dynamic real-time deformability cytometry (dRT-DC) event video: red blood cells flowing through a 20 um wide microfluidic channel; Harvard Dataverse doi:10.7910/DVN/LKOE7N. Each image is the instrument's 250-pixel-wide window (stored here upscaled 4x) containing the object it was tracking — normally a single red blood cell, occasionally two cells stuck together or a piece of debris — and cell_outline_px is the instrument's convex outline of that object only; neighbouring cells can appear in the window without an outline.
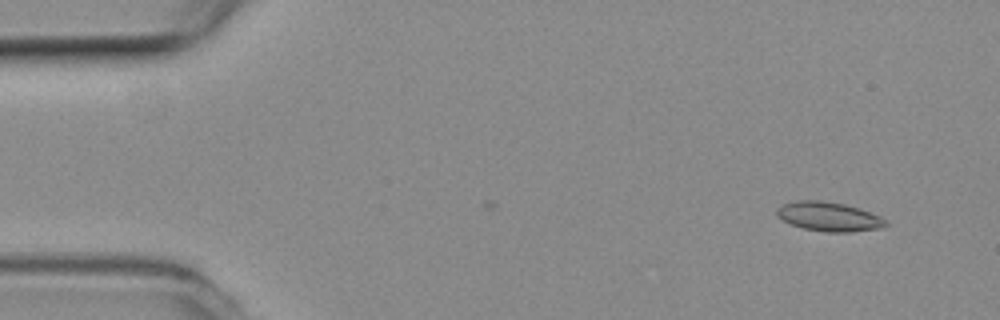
{"species": "common noctule bat (a hibernating species)", "species_latin": "Nyctalus noctula", "temperature_condition": "room temperature", "stored_images_in_passage": 39, "camera_frame_rate_fps": 3000, "um_per_image_px": 0.085, "animal": {"sex": "female", "body_mass_g": 19.3, "forearm_length_mm": 54.1}, "frame": {"image": 1, "passage_image": 1, "time_ms": 0.0, "image_size_px": [1000, 320], "cell_outline_px": [[888, 224], [884, 228], [852, 232], [824, 232], [804, 228], [792, 224], [776, 216], [776, 208], [784, 204], [796, 200], [820, 200], [844, 204], [860, 208], [880, 216], [888, 220]], "centroid_in_image_um": [70.5, 18.41], "position_along_channel_um": 14.5, "area_um2": 18.73}}
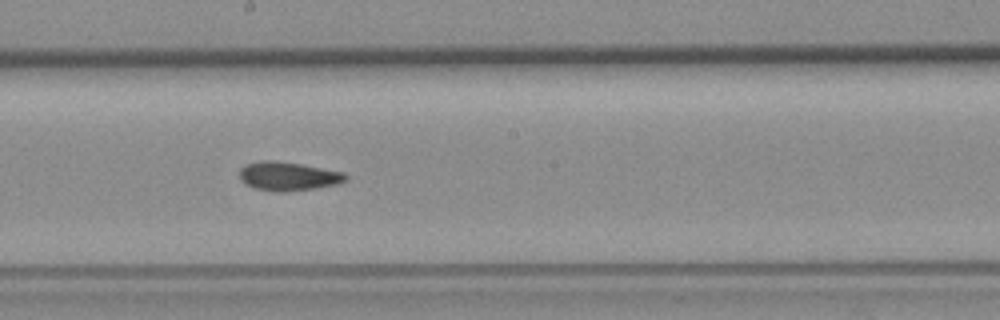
{"frame": {"image": 2, "passage_image": 26, "time_ms": 8.333, "image_size_px": [1000, 320], "cell_outline_px": [[348, 180], [340, 184], [316, 188], [288, 192], [276, 192], [256, 188], [240, 180], [240, 168], [244, 164], [260, 160], [272, 160], [300, 164], [344, 172], [348, 176]], "centroid_in_image_um": [24.52, 14.98], "position_along_channel_um": 223.7, "area_um2": 17.98}}
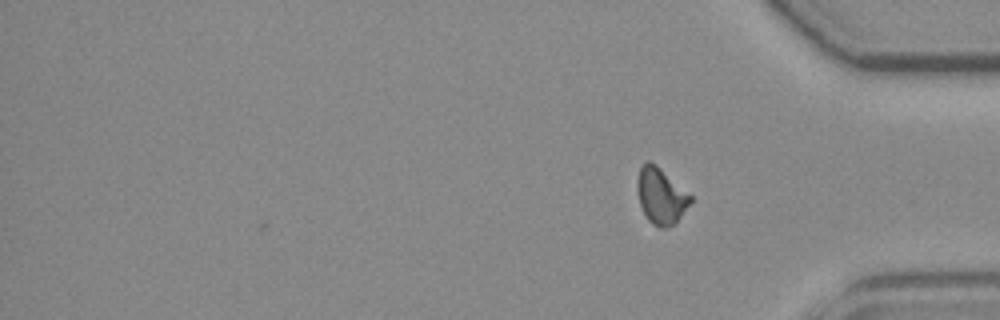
{"frame": {"image": 3, "passage_image": 39, "time_ms": 12.667, "image_size_px": [1000, 320], "cell_outline_px": [[692, 200], [680, 216], [672, 224], [664, 228], [660, 228], [652, 224], [648, 220], [640, 204], [636, 188], [636, 184], [640, 168], [648, 160], [656, 164], [692, 196]], "centroid_in_image_um": [56.15, 16.64], "position_along_channel_um": 379.0, "area_um2": 17.05}, "authors_computed_cell_mechanics": {"area_um2": 17.629, "velocity_mm_per_s": 3.7907, "shape_relaxation_time_tau1_ms": null, "shape_relaxation_time_tau2_ms": 5.022, "deformation_change_tau1": null, "deformation_change_tau2": 0.0995}}